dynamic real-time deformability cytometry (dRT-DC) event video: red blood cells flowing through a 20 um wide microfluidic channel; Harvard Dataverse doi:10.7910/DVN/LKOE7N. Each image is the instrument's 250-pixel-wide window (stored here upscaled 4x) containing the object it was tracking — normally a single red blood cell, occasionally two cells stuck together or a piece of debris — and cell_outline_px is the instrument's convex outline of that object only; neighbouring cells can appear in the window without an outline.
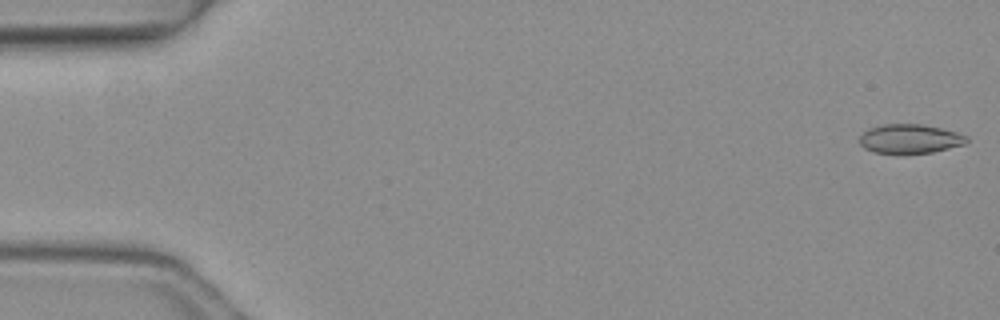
{"species": "common noctule bat (a hibernating species)", "species_latin": "Nyctalus noctula", "temperature_condition": "warm", "stored_images_in_passage": 5, "camera_frame_rate_fps": 3000, "um_per_image_px": 0.085, "animal": {"sex": "female", "body_mass_g": 19.3, "forearm_length_mm": 54.1}, "frame": {"image": 1, "passage_image": 1, "time_ms": 0.0, "image_size_px": [1000, 320], "cell_outline_px": [[968, 140], [964, 144], [932, 152], [900, 156], [872, 152], [864, 148], [860, 144], [860, 136], [868, 128], [884, 124], [920, 124], [940, 128], [956, 132], [968, 136]], "centroid_in_image_um": [77.29, 11.84], "position_along_channel_um": 7.7, "area_um2": 18.67}}